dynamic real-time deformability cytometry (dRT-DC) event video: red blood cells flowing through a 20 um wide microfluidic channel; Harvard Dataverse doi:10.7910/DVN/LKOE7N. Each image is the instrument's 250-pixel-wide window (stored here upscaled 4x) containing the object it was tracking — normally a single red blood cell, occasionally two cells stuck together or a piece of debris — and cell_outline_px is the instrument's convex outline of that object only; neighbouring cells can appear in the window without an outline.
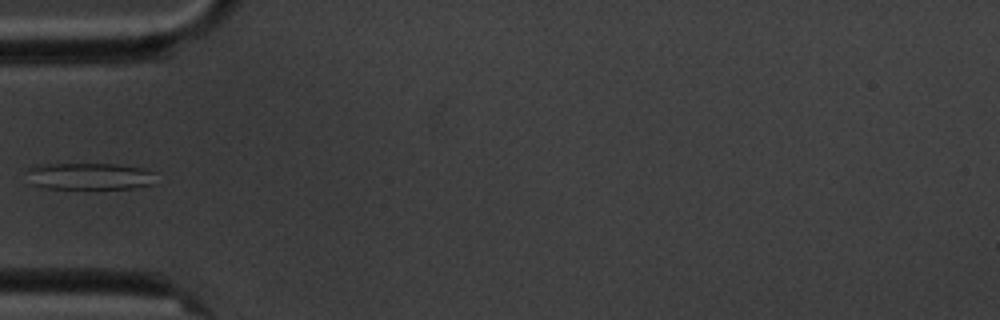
{"species": "common noctule bat (a hibernating species)", "species_latin": "Nyctalus noctula", "temperature_condition": "cold", "stored_images_in_passage": 4, "camera_frame_rate_fps": 3000, "um_per_image_px": 0.085, "animal": {"sex": "male", "body_mass_g": 20.1, "forearm_length_mm": 53.5}, "frame": {"image": 1, "passage_image": 4, "time_ms": 4.333, "image_size_px": [1000, 320], "cell_outline_px": [[156, 172], [152, 184], [136, 188], [44, 188], [32, 184], [28, 168], [36, 164], [116, 164], [144, 168]], "centroid_in_image_um": [7.65, 14.97], "position_along_channel_um": 77.3, "area_um2": 20.11}}